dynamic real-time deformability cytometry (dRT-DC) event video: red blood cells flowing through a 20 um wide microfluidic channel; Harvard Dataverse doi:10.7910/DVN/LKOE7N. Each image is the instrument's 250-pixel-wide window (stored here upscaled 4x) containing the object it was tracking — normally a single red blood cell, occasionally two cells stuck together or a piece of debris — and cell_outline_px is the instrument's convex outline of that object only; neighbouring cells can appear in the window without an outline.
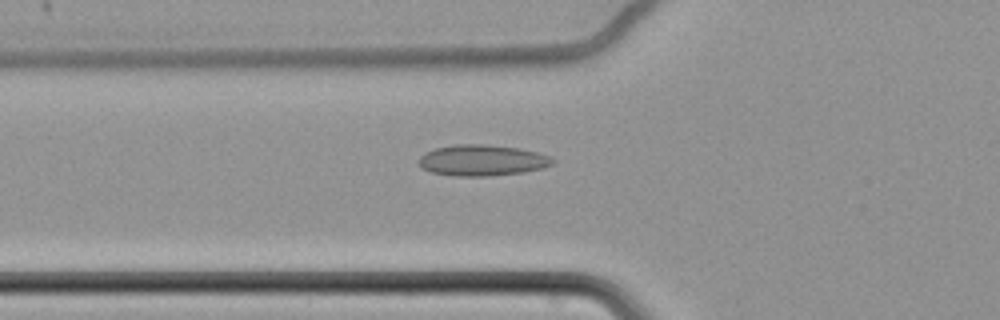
{"species": "common noctule bat (a hibernating species)", "species_latin": "Nyctalus noctula", "temperature_condition": "cold", "stored_images_in_passage": 62, "camera_frame_rate_fps": 3000, "um_per_image_px": 0.085, "animal": {"sex": "female", "body_mass_g": 22.7, "forearm_length_mm": 54.2}, "frame": {"image": 1, "passage_image": 24, "time_ms": 7.667, "image_size_px": [1000, 320], "cell_outline_px": [[556, 160], [552, 164], [544, 168], [524, 172], [488, 176], [452, 176], [432, 172], [420, 168], [416, 160], [424, 152], [436, 148], [456, 144], [484, 144], [520, 148], [536, 152], [548, 156]], "centroid_in_image_um": [40.94, 13.63], "position_along_channel_um": 84.9, "area_um2": 24.45}}
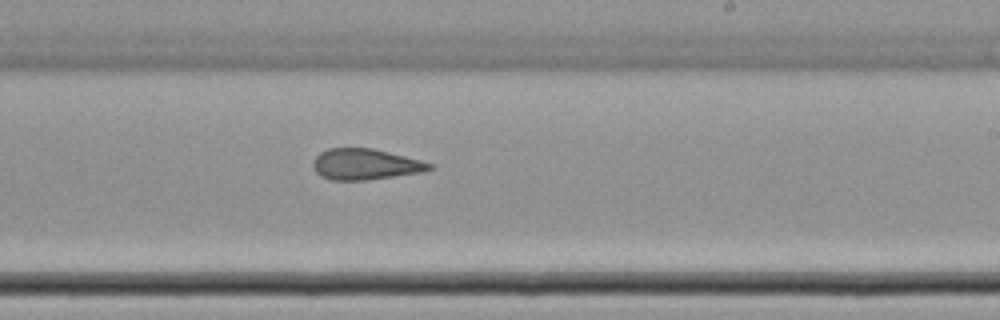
{"frame": {"image": 2, "passage_image": 39, "time_ms": 12.667, "image_size_px": [1000, 320], "cell_outline_px": [[436, 164], [432, 168], [424, 172], [368, 180], [332, 180], [320, 176], [316, 172], [312, 164], [312, 160], [320, 152], [328, 148], [372, 148]], "centroid_in_image_um": [31.05, 13.97], "position_along_channel_um": 258.0, "area_um2": 21.1}}
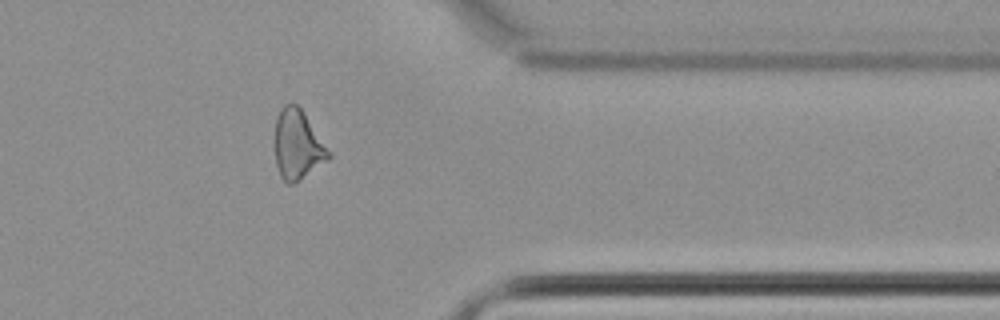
{"frame": {"image": 3, "passage_image": 51, "time_ms": 16.667, "image_size_px": [1000, 320], "cell_outline_px": [[332, 156], [328, 160], [296, 184], [288, 184], [280, 176], [276, 164], [276, 116], [280, 108], [284, 104], [296, 104], [304, 112], [332, 152]], "centroid_in_image_um": [25.33, 12.33], "position_along_channel_um": 386.1, "area_um2": 22.02}, "authors_computed_cell_mechanics": {"area_um2": 22.9177, "velocity_mm_per_s": 3.4662, "shape_relaxation_time_tau1_ms": null, "shape_relaxation_time_tau2_ms": 2.8104, "deformation_change_tau1": null, "deformation_change_tau2": 0.1029}}